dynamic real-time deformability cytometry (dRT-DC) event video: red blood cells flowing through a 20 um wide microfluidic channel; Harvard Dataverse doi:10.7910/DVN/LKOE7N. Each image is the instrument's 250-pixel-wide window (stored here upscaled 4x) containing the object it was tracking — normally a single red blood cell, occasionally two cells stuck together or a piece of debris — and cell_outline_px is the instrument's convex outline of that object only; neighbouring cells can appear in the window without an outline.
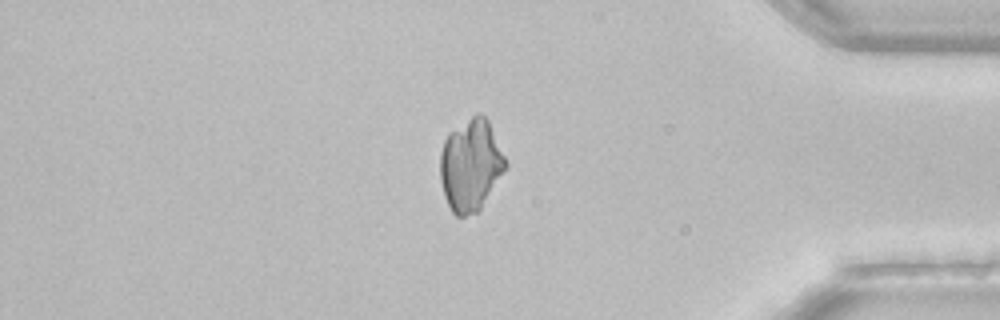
{"species": "common noctule bat (a hibernating species)", "species_latin": "Nyctalus noctula", "temperature_condition": "room temperature", "stored_images_in_passage": 51, "camera_frame_rate_fps": 3000, "um_per_image_px": 0.085, "animal": {"sex": "female", "body_mass_g": 22.7, "forearm_length_mm": 54.2}, "frame": {"image": 1, "passage_image": 43, "time_ms": 14.0, "image_size_px": [1000, 320], "cell_outline_px": [[508, 168], [480, 208], [476, 212], [464, 216], [456, 216], [452, 212], [444, 196], [440, 180], [440, 152], [444, 140], [448, 132], [476, 112], [480, 112], [488, 120], [508, 164]], "centroid_in_image_um": [40.0, 14.01], "position_along_channel_um": 395.2, "area_um2": 35.26}}